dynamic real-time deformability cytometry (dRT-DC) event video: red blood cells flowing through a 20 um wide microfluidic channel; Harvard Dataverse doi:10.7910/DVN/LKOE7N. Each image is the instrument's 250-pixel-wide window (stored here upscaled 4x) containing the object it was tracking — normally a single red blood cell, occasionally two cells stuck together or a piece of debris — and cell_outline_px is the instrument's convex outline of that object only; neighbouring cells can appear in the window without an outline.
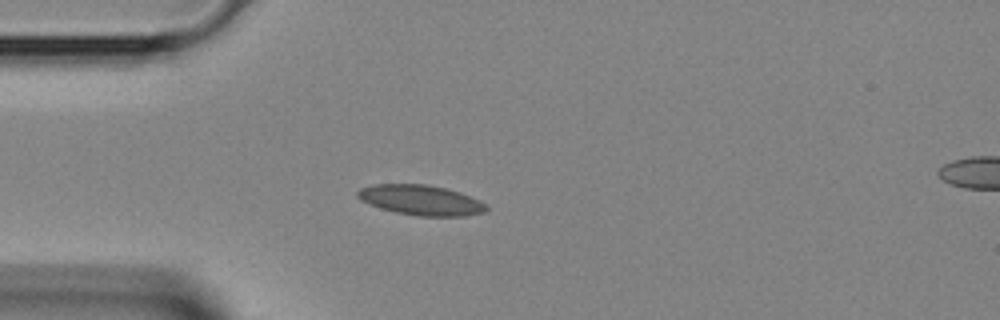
{"species": "Egyptian fruit bat (a non-hibernating species)", "species_latin": "Rousettus aegyptiacus", "temperature_condition": "room temperature", "stored_images_in_passage": 4, "segment_of_instrument_passage": [1, 2], "camera_frame_rate_fps": 3000, "um_per_image_px": 0.085, "animal": {"sex": "female"}, "frame": {"image": 1, "passage_image": 3, "time_ms": 0.667, "image_size_px": [1000, 320], "cell_outline_px": [[488, 208], [484, 212], [464, 216], [420, 216], [396, 212], [380, 208], [360, 200], [356, 196], [356, 192], [360, 188], [372, 184], [428, 184], [460, 192], [480, 200], [488, 204]], "centroid_in_image_um": [35.78, 17.0], "position_along_channel_um": 49.2, "area_um2": 22.72}}